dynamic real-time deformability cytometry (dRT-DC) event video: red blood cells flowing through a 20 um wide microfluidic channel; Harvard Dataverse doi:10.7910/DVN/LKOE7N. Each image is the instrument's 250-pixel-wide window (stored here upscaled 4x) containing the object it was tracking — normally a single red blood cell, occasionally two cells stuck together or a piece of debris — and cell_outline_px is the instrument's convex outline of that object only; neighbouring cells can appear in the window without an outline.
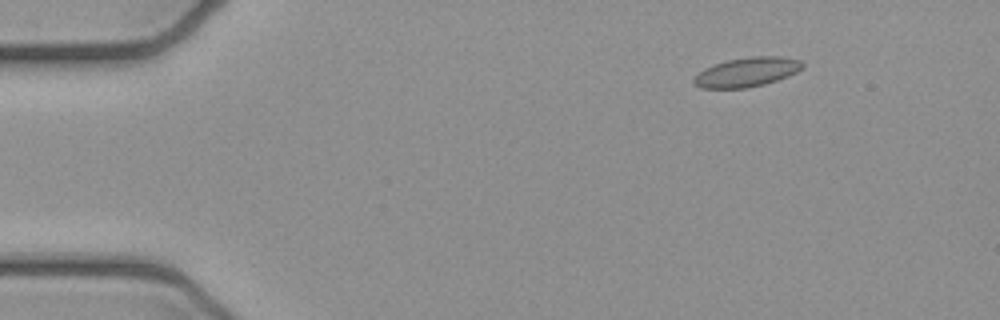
{"species": "common noctule bat (a hibernating species)", "species_latin": "Nyctalus noctula", "temperature_condition": "cold", "stored_images_in_passage": 4, "camera_frame_rate_fps": 3000, "um_per_image_px": 0.085, "animal": {"sex": "female", "body_mass_g": 21.9}, "frame": {"image": 1, "passage_image": 2, "time_ms": 0.333, "image_size_px": [1000, 320], "cell_outline_px": [[804, 68], [788, 76], [764, 84], [748, 88], [700, 88], [692, 80], [704, 68], [728, 60], [752, 56], [780, 56], [800, 60], [804, 64]], "centroid_in_image_um": [63.52, 6.12], "position_along_channel_um": 21.5, "area_um2": 18.44}}
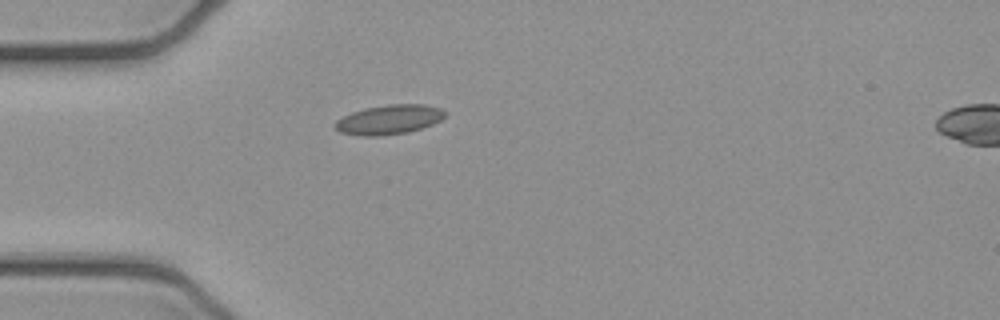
{"frame": {"image": 2, "passage_image": 4, "time_ms": 1.0, "image_size_px": [1000, 320], "cell_outline_px": [[448, 112], [440, 120], [432, 124], [408, 132], [380, 136], [364, 136], [340, 132], [332, 124], [336, 120], [352, 112], [364, 108], [388, 104], [424, 104], [440, 108]], "centroid_in_image_um": [33.06, 10.16], "position_along_channel_um": 51.9, "area_um2": 18.9}}